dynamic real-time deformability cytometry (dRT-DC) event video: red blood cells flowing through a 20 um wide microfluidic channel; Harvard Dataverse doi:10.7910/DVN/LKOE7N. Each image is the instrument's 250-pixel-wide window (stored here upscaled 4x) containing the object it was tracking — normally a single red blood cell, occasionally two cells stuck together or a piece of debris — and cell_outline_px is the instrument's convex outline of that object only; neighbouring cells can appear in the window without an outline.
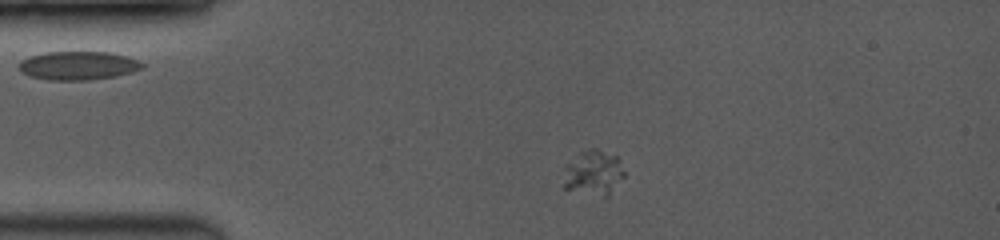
{"species": "common noctule bat (a hibernating species)", "species_latin": "Nyctalus noctula", "temperature_condition": "room temperature", "stored_images_in_passage": 2, "camera_frame_rate_fps": 3500, "um_per_image_px": 0.085, "animal": {"sex": "female", "body_mass_g": 19.0, "forearm_length_mm": 53.3}, "frame": {"image": 1, "passage_image": 1, "time_ms": 0.0, "image_size_px": [1000, 240], "cell_outline_px": [[624, 176], [608, 196], [604, 196], [564, 188], [564, 168], [580, 152], [588, 148], [596, 148], [616, 156], [624, 172]], "centroid_in_image_um": [50.44, 14.66], "position_along_channel_um": 34.6, "area_um2": 15.49}}